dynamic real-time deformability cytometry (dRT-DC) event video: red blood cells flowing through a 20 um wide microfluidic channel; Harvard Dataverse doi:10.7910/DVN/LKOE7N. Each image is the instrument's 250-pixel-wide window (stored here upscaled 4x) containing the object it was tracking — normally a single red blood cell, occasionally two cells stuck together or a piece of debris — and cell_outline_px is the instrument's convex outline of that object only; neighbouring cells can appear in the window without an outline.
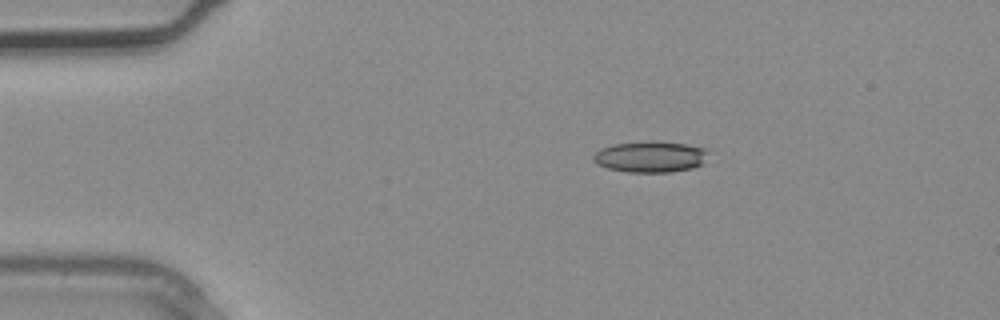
{"species": "common noctule bat (a hibernating species)", "species_latin": "Nyctalus noctula", "temperature_condition": "warm", "stored_images_in_passage": 2, "camera_frame_rate_fps": 3000, "um_per_image_px": 0.085, "animal": {"sex": "male", "body_mass_g": 20.4}, "frame": {"image": 1, "passage_image": 1, "time_ms": 0.0, "image_size_px": [1000, 320], "cell_outline_px": [[708, 148], [704, 164], [692, 168], [672, 172], [628, 172], [608, 168], [596, 164], [592, 160], [592, 156], [600, 148], [612, 144], [648, 140], [656, 140], [688, 144]], "centroid_in_image_um": [55.29, 13.3], "position_along_channel_um": 29.7, "area_um2": 21.39}}
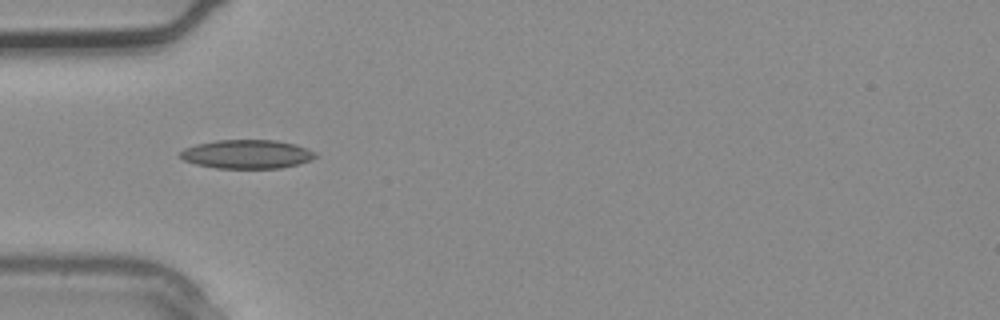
{"frame": {"image": 2, "passage_image": 2, "time_ms": 0.333, "image_size_px": [1000, 320], "cell_outline_px": [[320, 156], [312, 160], [280, 168], [216, 168], [196, 164], [184, 160], [180, 156], [180, 152], [184, 148], [196, 144], [216, 140], [276, 140], [296, 144], [308, 148], [316, 152]], "centroid_in_image_um": [21.03, 13.1], "position_along_channel_um": 64.0, "area_um2": 22.83}}